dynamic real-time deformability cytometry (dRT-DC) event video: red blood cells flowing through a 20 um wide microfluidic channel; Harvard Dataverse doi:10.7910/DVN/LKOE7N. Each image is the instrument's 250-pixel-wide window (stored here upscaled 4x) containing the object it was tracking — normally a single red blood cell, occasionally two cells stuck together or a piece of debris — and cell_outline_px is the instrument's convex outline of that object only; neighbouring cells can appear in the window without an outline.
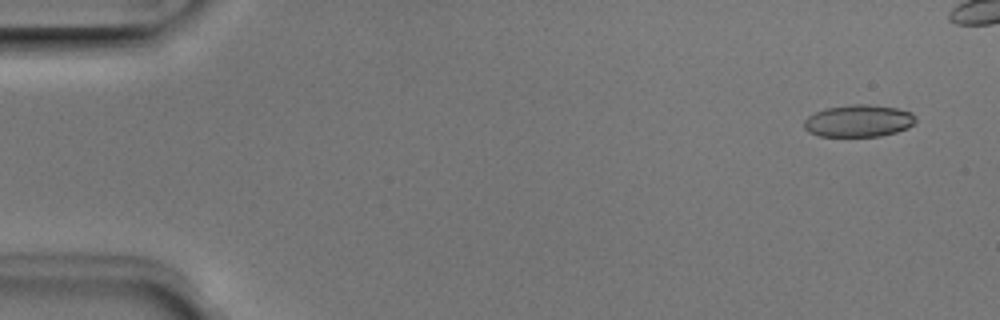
{"species": "Egyptian fruit bat (a non-hibernating species)", "species_latin": "Rousettus aegyptiacus", "temperature_condition": "room temperature", "stored_images_in_passage": 6, "camera_frame_rate_fps": 3000, "um_per_image_px": 0.085, "animal": {"sex": "male"}, "frame": {"image": 1, "passage_image": 1, "time_ms": 0.0, "image_size_px": [1000, 320], "cell_outline_px": [[916, 120], [908, 128], [896, 132], [880, 136], [820, 136], [808, 132], [804, 128], [804, 120], [808, 116], [824, 108], [852, 104], [868, 104], [896, 108], [912, 112], [916, 116]], "centroid_in_image_um": [72.97, 10.27], "position_along_channel_um": 12.0, "area_um2": 20.98}}